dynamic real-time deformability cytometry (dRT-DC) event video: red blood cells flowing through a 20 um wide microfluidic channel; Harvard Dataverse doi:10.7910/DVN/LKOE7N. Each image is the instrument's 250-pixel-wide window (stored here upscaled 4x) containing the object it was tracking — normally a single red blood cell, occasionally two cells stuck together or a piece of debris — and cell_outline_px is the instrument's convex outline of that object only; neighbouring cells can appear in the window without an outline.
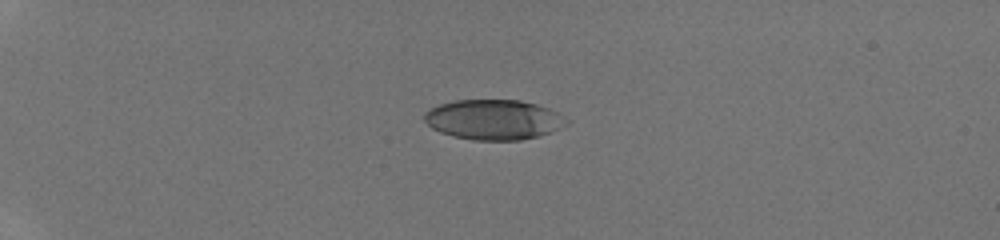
{"species": "human", "species_latin": "Homo sapiens", "temperature_condition": "room temperature", "stored_images_in_passage": 34, "camera_frame_rate_fps": 3000, "um_per_image_px": 0.085, "donor": {"sex": "male"}, "frame": {"image": 1, "passage_image": 1, "time_ms": 0.0, "image_size_px": [1000, 240], "cell_outline_px": [[572, 120], [568, 124], [560, 128], [536, 136], [520, 140], [472, 140], [452, 136], [440, 132], [432, 128], [424, 120], [424, 112], [440, 104], [456, 100], [520, 100], [536, 104], [548, 108]], "centroid_in_image_um": [41.97, 10.17], "position_along_channel_um": 43.0, "area_um2": 33.18}}
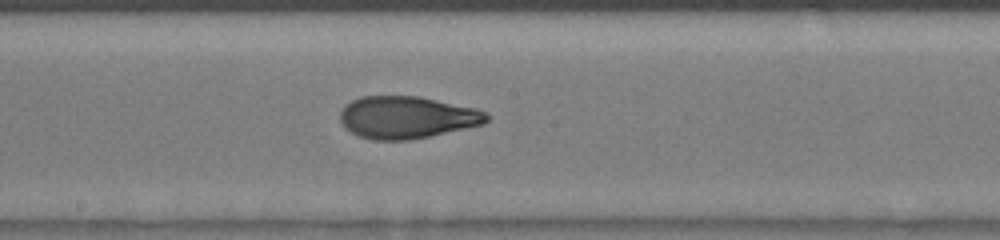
{"frame": {"image": 2, "passage_image": 16, "time_ms": 5.0, "image_size_px": [1000, 240], "cell_outline_px": [[488, 120], [484, 124], [428, 136], [408, 140], [376, 140], [360, 136], [344, 128], [340, 120], [340, 112], [344, 104], [360, 96], [420, 96], [476, 108], [488, 112]], "centroid_in_image_um": [34.57, 9.96], "position_along_channel_um": 213.6, "area_um2": 36.13}}
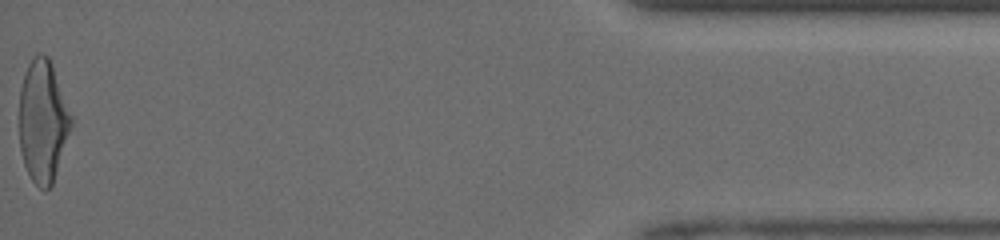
{"frame": {"image": 3, "passage_image": 34, "time_ms": 11.0, "image_size_px": [1000, 240], "cell_outline_px": [[72, 124], [52, 184], [44, 192], [32, 180], [24, 164], [20, 148], [20, 88], [28, 64], [36, 52], [40, 52], [48, 56], [72, 116]], "centroid_in_image_um": [3.63, 10.29], "position_along_channel_um": 431.6, "area_um2": 36.41}}